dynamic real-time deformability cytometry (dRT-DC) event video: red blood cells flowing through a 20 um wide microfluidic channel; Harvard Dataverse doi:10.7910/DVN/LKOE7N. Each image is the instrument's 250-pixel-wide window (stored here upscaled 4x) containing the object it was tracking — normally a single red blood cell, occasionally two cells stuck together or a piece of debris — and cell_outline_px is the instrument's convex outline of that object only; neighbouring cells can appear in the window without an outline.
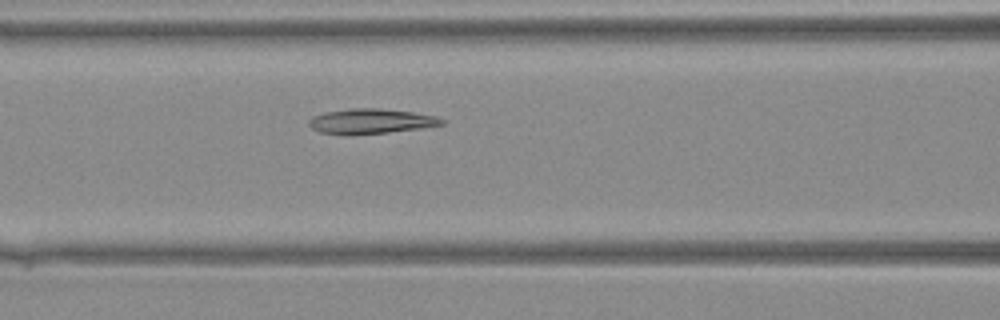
{"species": "Egyptian fruit bat (a non-hibernating species)", "species_latin": "Rousettus aegyptiacus", "temperature_condition": "warm", "stored_images_in_passage": 37, "camera_frame_rate_fps": 3000, "um_per_image_px": 0.085, "animal": {"sex": "female"}, "frame": {"image": 1, "passage_image": 14, "time_ms": 4.333, "image_size_px": [1000, 320], "cell_outline_px": [[444, 124], [424, 128], [388, 132], [320, 132], [312, 128], [308, 124], [308, 120], [312, 116], [324, 112], [352, 108], [380, 108], [412, 112], [436, 116], [444, 120]], "centroid_in_image_um": [31.57, 10.26], "position_along_channel_um": 135.0, "area_um2": 18.61}}
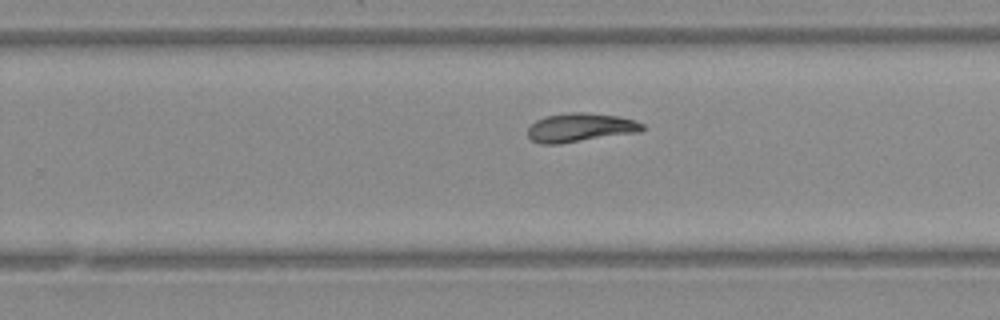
{"frame": {"image": 2, "passage_image": 23, "time_ms": 7.333, "image_size_px": [1000, 320], "cell_outline_px": [[644, 128], [640, 132], [560, 144], [540, 144], [532, 140], [528, 136], [528, 128], [536, 120], [544, 116], [572, 112], [588, 112], [620, 116], [636, 120], [644, 124]], "centroid_in_image_um": [49.34, 10.84], "position_along_channel_um": 280.5, "area_um2": 19.48}}
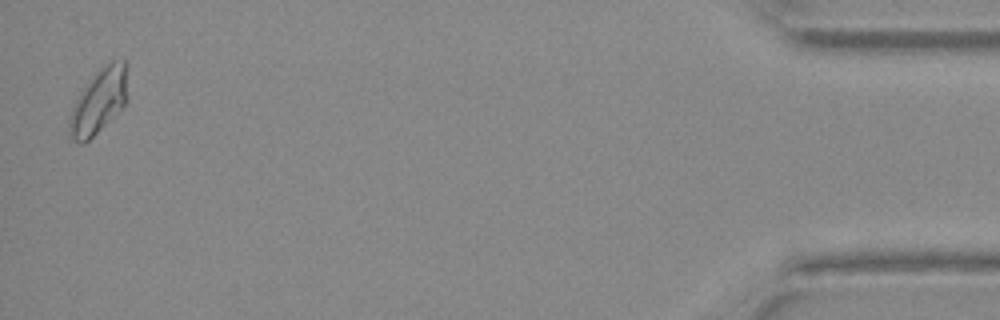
{"frame": {"image": 3, "passage_image": 37, "time_ms": 12.0, "image_size_px": [1000, 320], "cell_outline_px": [[128, 100], [124, 108], [84, 144], [80, 144], [68, 132], [68, 120], [72, 108], [76, 100], [92, 76], [104, 64], [112, 60], [124, 60], [128, 68]], "centroid_in_image_um": [8.46, 8.58], "position_along_channel_um": 426.7, "area_um2": 22.37}}